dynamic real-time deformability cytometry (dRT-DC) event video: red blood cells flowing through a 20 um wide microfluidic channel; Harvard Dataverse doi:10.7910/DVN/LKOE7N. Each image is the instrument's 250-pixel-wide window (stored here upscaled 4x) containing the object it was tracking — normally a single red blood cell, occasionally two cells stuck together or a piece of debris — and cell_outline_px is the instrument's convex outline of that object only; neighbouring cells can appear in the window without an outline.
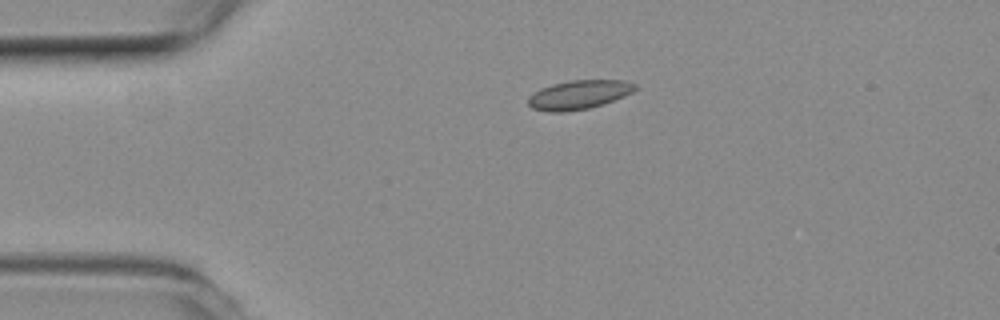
{"species": "common noctule bat (a hibernating species)", "species_latin": "Nyctalus noctula", "temperature_condition": "room temperature", "stored_images_in_passage": 6, "camera_frame_rate_fps": 3000, "um_per_image_px": 0.085, "animal": {"sex": "female", "body_mass_g": 19.3, "forearm_length_mm": 54.1}, "frame": {"image": 1, "passage_image": 4, "time_ms": 1.0, "image_size_px": [1000, 320], "cell_outline_px": [[636, 88], [632, 92], [624, 96], [588, 108], [564, 112], [548, 112], [532, 108], [528, 104], [528, 96], [532, 92], [540, 88], [552, 84], [572, 80], [624, 80], [636, 84]], "centroid_in_image_um": [49.15, 8.04], "position_along_channel_um": 35.9, "area_um2": 17.98}}
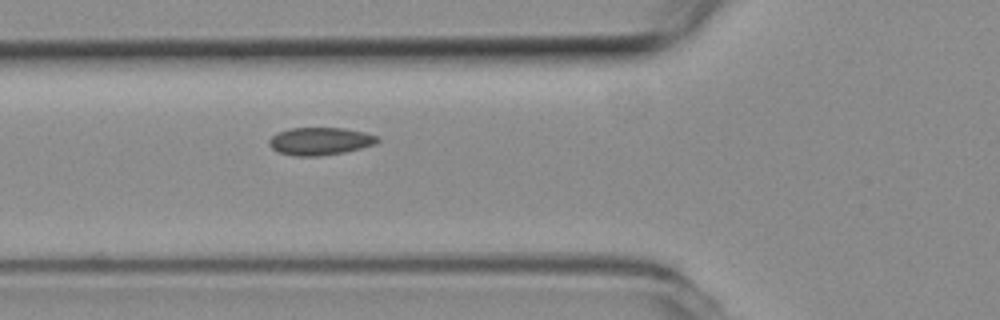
{"frame": {"image": 2, "passage_image": 6, "time_ms": 1.667, "image_size_px": [1000, 320], "cell_outline_px": [[380, 140], [376, 144], [344, 152], [320, 156], [296, 156], [280, 152], [272, 148], [268, 144], [268, 140], [276, 132], [292, 128], [344, 128], [364, 132], [380, 136]], "centroid_in_image_um": [27.22, 11.99], "position_along_channel_um": 98.6, "area_um2": 17.51}}